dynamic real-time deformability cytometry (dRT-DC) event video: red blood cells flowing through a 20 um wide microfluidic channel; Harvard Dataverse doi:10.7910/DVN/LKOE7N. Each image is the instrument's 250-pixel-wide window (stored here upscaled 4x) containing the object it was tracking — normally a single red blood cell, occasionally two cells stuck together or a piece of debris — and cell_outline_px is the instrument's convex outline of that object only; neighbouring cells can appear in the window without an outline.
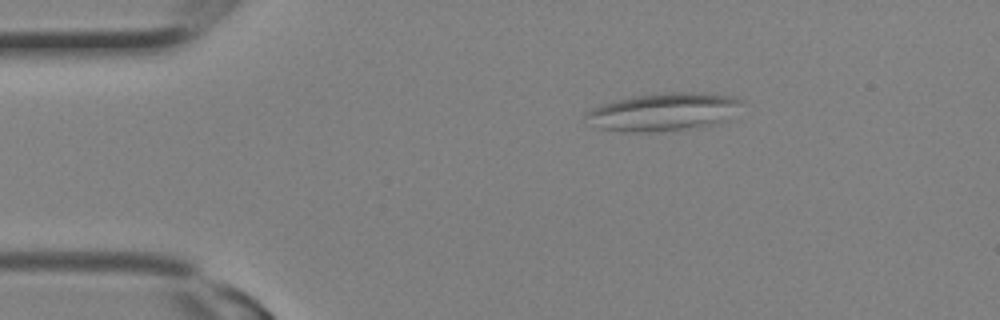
{"species": "Egyptian fruit bat (a non-hibernating species)", "species_latin": "Rousettus aegyptiacus", "temperature_condition": "room temperature", "stored_images_in_passage": 2, "camera_frame_rate_fps": 3000, "um_per_image_px": 0.085, "animal": {"sex": "female"}, "frame": {"image": 1, "passage_image": 1, "time_ms": 0.0, "image_size_px": [1000, 320], "cell_outline_px": [[744, 104], [728, 120], [716, 124], [648, 132], [632, 132], [600, 128], [584, 116], [584, 112], [600, 104], [632, 96], [664, 92], [700, 92], [732, 96], [744, 100]], "centroid_in_image_um": [56.45, 9.48], "position_along_channel_um": 28.5, "area_um2": 34.33}}